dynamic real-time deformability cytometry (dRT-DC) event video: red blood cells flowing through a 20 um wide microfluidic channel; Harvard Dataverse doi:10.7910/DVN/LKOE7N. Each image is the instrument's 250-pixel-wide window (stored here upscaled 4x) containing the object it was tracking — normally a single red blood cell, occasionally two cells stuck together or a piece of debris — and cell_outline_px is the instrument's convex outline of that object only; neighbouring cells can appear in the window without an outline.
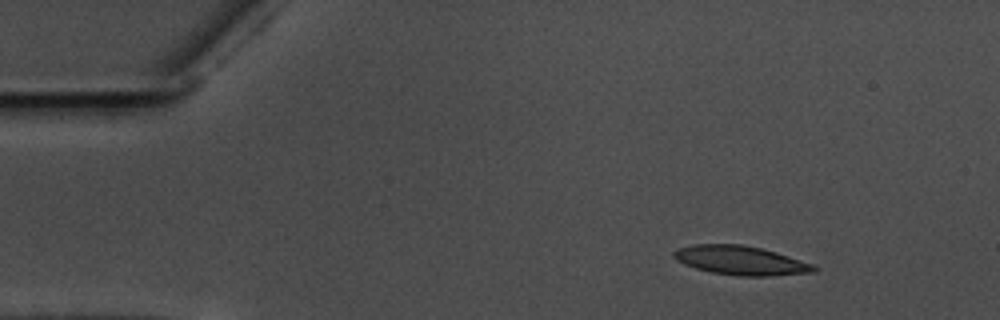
{"species": "common noctule bat (a hibernating species)", "species_latin": "Nyctalus noctula", "temperature_condition": "warm", "stored_images_in_passage": 50, "camera_frame_rate_fps": 3000, "um_per_image_px": 0.085, "animal": {"sex": "male", "body_mass_g": 17.5, "forearm_length_mm": 52.3}, "frame": {"image": 1, "passage_image": 1, "time_ms": 0.0, "image_size_px": [1000, 320], "cell_outline_px": [[816, 272], [768, 276], [736, 276], [712, 272], [696, 268], [684, 264], [676, 260], [672, 256], [672, 252], [680, 248], [692, 244], [740, 244], [760, 248], [776, 252], [816, 264]], "centroid_in_image_um": [62.97, 22.14], "position_along_channel_um": 22.0, "area_um2": 23.81}}
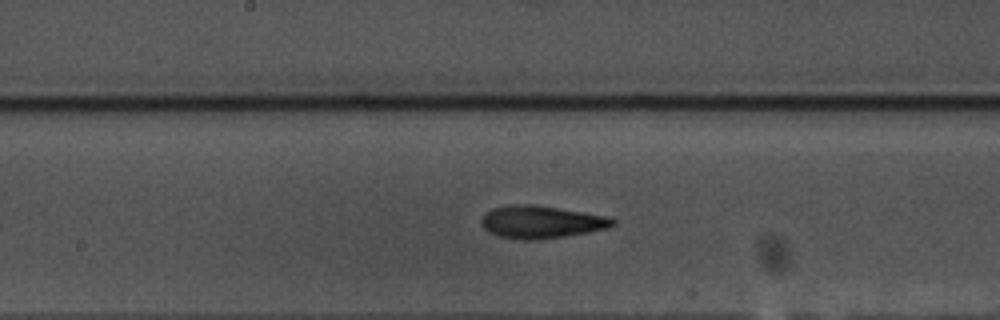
{"frame": {"image": 2, "passage_image": 23, "time_ms": 7.333, "image_size_px": [1000, 320], "cell_outline_px": [[616, 224], [608, 228], [588, 232], [564, 236], [536, 240], [524, 240], [500, 236], [488, 232], [480, 224], [480, 220], [492, 208], [508, 204], [536, 204], [584, 212], [604, 216], [616, 220]], "centroid_in_image_um": [45.98, 18.86], "position_along_channel_um": 202.2, "area_um2": 24.97}}
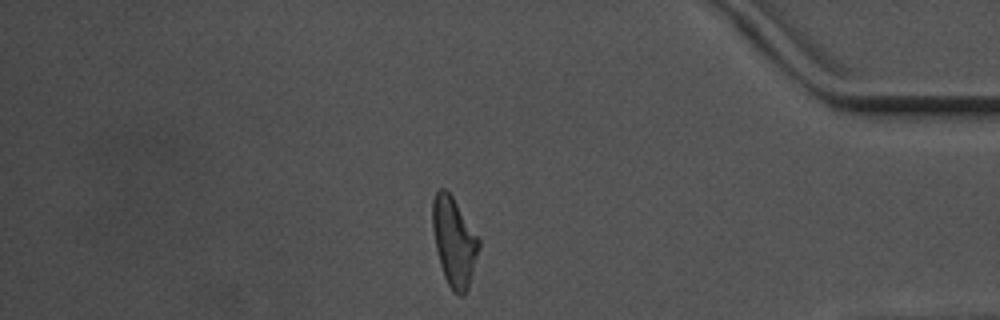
{"frame": {"image": 3, "passage_image": 42, "time_ms": 13.667, "image_size_px": [1000, 320], "cell_outline_px": [[480, 248], [468, 288], [464, 296], [456, 296], [452, 292], [444, 276], [440, 264], [436, 248], [432, 228], [432, 200], [436, 192], [440, 188], [444, 188], [452, 196], [480, 240]], "centroid_in_image_um": [38.59, 20.58], "position_along_channel_um": 396.6, "area_um2": 23.99}, "authors_computed_cell_mechanics": {"area_um2": 23.6113, "velocity_mm_per_s": 3.5746, "shape_relaxation_time_tau1_ms": 7.8338, "shape_relaxation_time_tau2_ms": 4.0054, "deformation_change_tau1": 0.2082, "deformation_change_tau2": 0.1281}}